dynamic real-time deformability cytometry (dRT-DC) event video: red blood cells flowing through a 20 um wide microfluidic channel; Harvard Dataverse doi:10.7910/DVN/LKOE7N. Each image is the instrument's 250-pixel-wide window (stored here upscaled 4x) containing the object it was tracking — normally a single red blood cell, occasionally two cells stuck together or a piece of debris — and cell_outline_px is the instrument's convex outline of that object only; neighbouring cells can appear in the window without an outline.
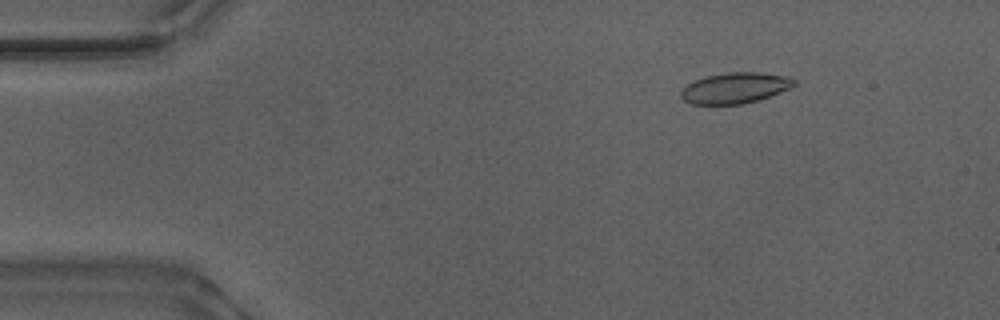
{"species": "Egyptian fruit bat (a non-hibernating species)", "species_latin": "Rousettus aegyptiacus", "temperature_condition": "warm", "stored_images_in_passage": 54, "camera_frame_rate_fps": 3000, "um_per_image_px": 0.085, "animal": {"sex": "male"}, "frame": {"image": 1, "passage_image": 8, "time_ms": 2.333, "image_size_px": [1000, 320], "cell_outline_px": [[796, 84], [788, 88], [768, 96], [744, 104], [692, 104], [684, 100], [680, 96], [680, 92], [688, 84], [704, 76], [728, 72], [756, 72], [788, 76], [796, 80]], "centroid_in_image_um": [62.45, 7.47], "position_along_channel_um": 22.5, "area_um2": 20.06}}
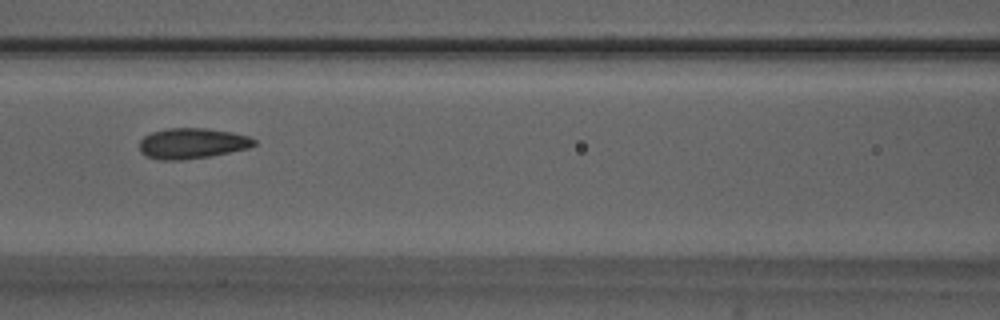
{"frame": {"image": 2, "passage_image": 24, "time_ms": 7.667, "image_size_px": [1000, 320], "cell_outline_px": [[256, 144], [248, 148], [208, 156], [184, 160], [160, 160], [148, 156], [140, 152], [140, 140], [144, 136], [152, 132], [168, 128], [204, 128], [232, 132], [248, 136], [256, 140]], "centroid_in_image_um": [16.32, 12.18], "position_along_channel_um": 150.3, "area_um2": 20.29}}
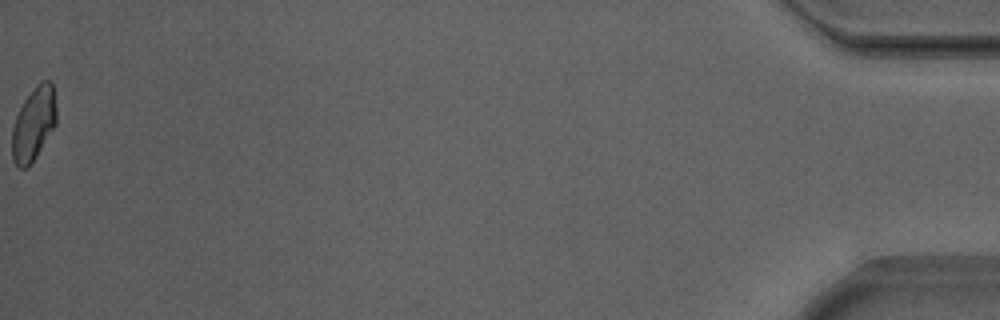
{"frame": {"image": 3, "passage_image": 54, "time_ms": 17.667, "image_size_px": [1000, 320], "cell_outline_px": [[56, 124], [36, 156], [28, 168], [20, 168], [12, 160], [12, 128], [16, 116], [24, 100], [36, 84], [40, 80], [52, 80], [56, 108]], "centroid_in_image_um": [2.86, 10.5], "position_along_channel_um": 432.3, "area_um2": 19.02}, "authors_computed_cell_mechanics": {"area_um2": 20.1144, "velocity_mm_per_s": 3.8762, "shape_relaxation_time_tau1_ms": 5.4516, "shape_relaxation_time_tau2_ms": 1.2941, "deformation_change_tau1": 0.1259, "deformation_change_tau2": 0.0493}}